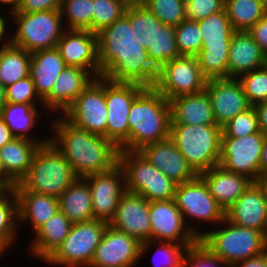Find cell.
<instances>
[{"label":"cell","instance_id":"cell-1","mask_svg":"<svg viewBox=\"0 0 267 267\" xmlns=\"http://www.w3.org/2000/svg\"><path fill=\"white\" fill-rule=\"evenodd\" d=\"M138 42L125 14L98 32L100 77L114 83L154 87L158 69L149 60L146 48Z\"/></svg>","mask_w":267,"mask_h":267},{"label":"cell","instance_id":"cell-2","mask_svg":"<svg viewBox=\"0 0 267 267\" xmlns=\"http://www.w3.org/2000/svg\"><path fill=\"white\" fill-rule=\"evenodd\" d=\"M55 120L49 141L71 164L77 178L103 173L119 164L120 148L113 141L77 128L63 116Z\"/></svg>","mask_w":267,"mask_h":267},{"label":"cell","instance_id":"cell-3","mask_svg":"<svg viewBox=\"0 0 267 267\" xmlns=\"http://www.w3.org/2000/svg\"><path fill=\"white\" fill-rule=\"evenodd\" d=\"M129 151L168 139L171 111L169 101L154 87H145L133 101L127 118Z\"/></svg>","mask_w":267,"mask_h":267},{"label":"cell","instance_id":"cell-4","mask_svg":"<svg viewBox=\"0 0 267 267\" xmlns=\"http://www.w3.org/2000/svg\"><path fill=\"white\" fill-rule=\"evenodd\" d=\"M76 179L71 164L48 141L37 149L27 175L13 189L58 198Z\"/></svg>","mask_w":267,"mask_h":267},{"label":"cell","instance_id":"cell-5","mask_svg":"<svg viewBox=\"0 0 267 267\" xmlns=\"http://www.w3.org/2000/svg\"><path fill=\"white\" fill-rule=\"evenodd\" d=\"M221 224L222 228L205 231L199 241L231 267L267 251V236L263 232L237 226L226 218Z\"/></svg>","mask_w":267,"mask_h":267},{"label":"cell","instance_id":"cell-6","mask_svg":"<svg viewBox=\"0 0 267 267\" xmlns=\"http://www.w3.org/2000/svg\"><path fill=\"white\" fill-rule=\"evenodd\" d=\"M221 136L218 125L171 124L169 138L199 175L219 165Z\"/></svg>","mask_w":267,"mask_h":267},{"label":"cell","instance_id":"cell-7","mask_svg":"<svg viewBox=\"0 0 267 267\" xmlns=\"http://www.w3.org/2000/svg\"><path fill=\"white\" fill-rule=\"evenodd\" d=\"M125 15L138 43L146 48L149 60L157 69L180 57L173 26L163 24L143 4H129Z\"/></svg>","mask_w":267,"mask_h":267},{"label":"cell","instance_id":"cell-8","mask_svg":"<svg viewBox=\"0 0 267 267\" xmlns=\"http://www.w3.org/2000/svg\"><path fill=\"white\" fill-rule=\"evenodd\" d=\"M202 37V49L196 56L207 79L228 78V53L234 29L225 8L197 21Z\"/></svg>","mask_w":267,"mask_h":267},{"label":"cell","instance_id":"cell-9","mask_svg":"<svg viewBox=\"0 0 267 267\" xmlns=\"http://www.w3.org/2000/svg\"><path fill=\"white\" fill-rule=\"evenodd\" d=\"M9 14L16 25L15 32L10 33L9 43L29 53L56 48L66 30L62 28L60 10Z\"/></svg>","mask_w":267,"mask_h":267},{"label":"cell","instance_id":"cell-10","mask_svg":"<svg viewBox=\"0 0 267 267\" xmlns=\"http://www.w3.org/2000/svg\"><path fill=\"white\" fill-rule=\"evenodd\" d=\"M119 165L124 170L126 190L150 201L174 199L177 183L154 167L139 151L120 150Z\"/></svg>","mask_w":267,"mask_h":267},{"label":"cell","instance_id":"cell-11","mask_svg":"<svg viewBox=\"0 0 267 267\" xmlns=\"http://www.w3.org/2000/svg\"><path fill=\"white\" fill-rule=\"evenodd\" d=\"M107 225L108 223L96 219L73 223L69 234L45 264L89 267Z\"/></svg>","mask_w":267,"mask_h":267},{"label":"cell","instance_id":"cell-12","mask_svg":"<svg viewBox=\"0 0 267 267\" xmlns=\"http://www.w3.org/2000/svg\"><path fill=\"white\" fill-rule=\"evenodd\" d=\"M149 216L151 224V241L184 244L187 248L195 244L204 234L197 226H186L181 211L174 199L150 201ZM199 225V226H198ZM199 230H198V229Z\"/></svg>","mask_w":267,"mask_h":267},{"label":"cell","instance_id":"cell-13","mask_svg":"<svg viewBox=\"0 0 267 267\" xmlns=\"http://www.w3.org/2000/svg\"><path fill=\"white\" fill-rule=\"evenodd\" d=\"M207 80L197 57L180 56L158 69L154 88L169 101L205 90Z\"/></svg>","mask_w":267,"mask_h":267},{"label":"cell","instance_id":"cell-14","mask_svg":"<svg viewBox=\"0 0 267 267\" xmlns=\"http://www.w3.org/2000/svg\"><path fill=\"white\" fill-rule=\"evenodd\" d=\"M61 116L77 128L106 138L105 78H95Z\"/></svg>","mask_w":267,"mask_h":267},{"label":"cell","instance_id":"cell-15","mask_svg":"<svg viewBox=\"0 0 267 267\" xmlns=\"http://www.w3.org/2000/svg\"><path fill=\"white\" fill-rule=\"evenodd\" d=\"M145 87L135 83H114L105 78V101L108 111L106 138L120 150L129 151V124L131 105Z\"/></svg>","mask_w":267,"mask_h":267},{"label":"cell","instance_id":"cell-16","mask_svg":"<svg viewBox=\"0 0 267 267\" xmlns=\"http://www.w3.org/2000/svg\"><path fill=\"white\" fill-rule=\"evenodd\" d=\"M265 138L260 131L243 137H221L219 165L256 182L260 179V156Z\"/></svg>","mask_w":267,"mask_h":267},{"label":"cell","instance_id":"cell-17","mask_svg":"<svg viewBox=\"0 0 267 267\" xmlns=\"http://www.w3.org/2000/svg\"><path fill=\"white\" fill-rule=\"evenodd\" d=\"M174 201L185 224L187 217L192 218V222L199 220V223L202 221L217 225H221L225 219V211L210 194L205 181L199 175L191 181L177 185Z\"/></svg>","mask_w":267,"mask_h":267},{"label":"cell","instance_id":"cell-18","mask_svg":"<svg viewBox=\"0 0 267 267\" xmlns=\"http://www.w3.org/2000/svg\"><path fill=\"white\" fill-rule=\"evenodd\" d=\"M91 191L94 219L110 223L121 196L127 191L123 168L117 164L109 171L84 178Z\"/></svg>","mask_w":267,"mask_h":267},{"label":"cell","instance_id":"cell-19","mask_svg":"<svg viewBox=\"0 0 267 267\" xmlns=\"http://www.w3.org/2000/svg\"><path fill=\"white\" fill-rule=\"evenodd\" d=\"M141 243L107 225L89 267H135L141 260Z\"/></svg>","mask_w":267,"mask_h":267},{"label":"cell","instance_id":"cell-20","mask_svg":"<svg viewBox=\"0 0 267 267\" xmlns=\"http://www.w3.org/2000/svg\"><path fill=\"white\" fill-rule=\"evenodd\" d=\"M205 91L211 100L216 125L221 128L251 107L238 78L208 79Z\"/></svg>","mask_w":267,"mask_h":267},{"label":"cell","instance_id":"cell-21","mask_svg":"<svg viewBox=\"0 0 267 267\" xmlns=\"http://www.w3.org/2000/svg\"><path fill=\"white\" fill-rule=\"evenodd\" d=\"M56 48L66 66L79 67L100 77L97 34L89 30L66 29Z\"/></svg>","mask_w":267,"mask_h":267},{"label":"cell","instance_id":"cell-22","mask_svg":"<svg viewBox=\"0 0 267 267\" xmlns=\"http://www.w3.org/2000/svg\"><path fill=\"white\" fill-rule=\"evenodd\" d=\"M109 225L136 238L140 243L151 241L149 201L139 194L126 191Z\"/></svg>","mask_w":267,"mask_h":267},{"label":"cell","instance_id":"cell-23","mask_svg":"<svg viewBox=\"0 0 267 267\" xmlns=\"http://www.w3.org/2000/svg\"><path fill=\"white\" fill-rule=\"evenodd\" d=\"M139 152L177 184L191 181L198 176L170 138L147 145Z\"/></svg>","mask_w":267,"mask_h":267},{"label":"cell","instance_id":"cell-24","mask_svg":"<svg viewBox=\"0 0 267 267\" xmlns=\"http://www.w3.org/2000/svg\"><path fill=\"white\" fill-rule=\"evenodd\" d=\"M95 78L90 71L66 66L56 79L50 94L43 100L44 110L62 115Z\"/></svg>","mask_w":267,"mask_h":267},{"label":"cell","instance_id":"cell-25","mask_svg":"<svg viewBox=\"0 0 267 267\" xmlns=\"http://www.w3.org/2000/svg\"><path fill=\"white\" fill-rule=\"evenodd\" d=\"M225 218L237 226L254 228L267 236V205L261 189L253 182L225 211Z\"/></svg>","mask_w":267,"mask_h":267},{"label":"cell","instance_id":"cell-26","mask_svg":"<svg viewBox=\"0 0 267 267\" xmlns=\"http://www.w3.org/2000/svg\"><path fill=\"white\" fill-rule=\"evenodd\" d=\"M267 65V55L248 31H234L228 53V78H239L245 73Z\"/></svg>","mask_w":267,"mask_h":267},{"label":"cell","instance_id":"cell-27","mask_svg":"<svg viewBox=\"0 0 267 267\" xmlns=\"http://www.w3.org/2000/svg\"><path fill=\"white\" fill-rule=\"evenodd\" d=\"M199 176L205 181L210 194L226 211L253 183L245 175L229 172L217 165Z\"/></svg>","mask_w":267,"mask_h":267},{"label":"cell","instance_id":"cell-28","mask_svg":"<svg viewBox=\"0 0 267 267\" xmlns=\"http://www.w3.org/2000/svg\"><path fill=\"white\" fill-rule=\"evenodd\" d=\"M171 124L216 125L212 104L205 90L169 100Z\"/></svg>","mask_w":267,"mask_h":267},{"label":"cell","instance_id":"cell-29","mask_svg":"<svg viewBox=\"0 0 267 267\" xmlns=\"http://www.w3.org/2000/svg\"><path fill=\"white\" fill-rule=\"evenodd\" d=\"M65 67L64 59L57 48L31 53L30 76L42 101L50 94L56 79Z\"/></svg>","mask_w":267,"mask_h":267},{"label":"cell","instance_id":"cell-30","mask_svg":"<svg viewBox=\"0 0 267 267\" xmlns=\"http://www.w3.org/2000/svg\"><path fill=\"white\" fill-rule=\"evenodd\" d=\"M72 225L73 223L58 210L34 233V240L28 248L30 254L45 262L64 241Z\"/></svg>","mask_w":267,"mask_h":267},{"label":"cell","instance_id":"cell-31","mask_svg":"<svg viewBox=\"0 0 267 267\" xmlns=\"http://www.w3.org/2000/svg\"><path fill=\"white\" fill-rule=\"evenodd\" d=\"M18 198L19 223L30 222L33 234L59 210L55 196L29 191H15Z\"/></svg>","mask_w":267,"mask_h":267},{"label":"cell","instance_id":"cell-32","mask_svg":"<svg viewBox=\"0 0 267 267\" xmlns=\"http://www.w3.org/2000/svg\"><path fill=\"white\" fill-rule=\"evenodd\" d=\"M59 210L72 223L94 219L92 212L91 191L84 178H77L58 197Z\"/></svg>","mask_w":267,"mask_h":267},{"label":"cell","instance_id":"cell-33","mask_svg":"<svg viewBox=\"0 0 267 267\" xmlns=\"http://www.w3.org/2000/svg\"><path fill=\"white\" fill-rule=\"evenodd\" d=\"M42 116L39 114L36 104L6 103L0 111V117L15 138L28 139L40 145L46 144L49 137L40 139L37 136H32L30 131L34 125L39 123L37 119Z\"/></svg>","mask_w":267,"mask_h":267},{"label":"cell","instance_id":"cell-34","mask_svg":"<svg viewBox=\"0 0 267 267\" xmlns=\"http://www.w3.org/2000/svg\"><path fill=\"white\" fill-rule=\"evenodd\" d=\"M39 143L28 139L14 138L0 149L6 174L18 184L28 173Z\"/></svg>","mask_w":267,"mask_h":267},{"label":"cell","instance_id":"cell-35","mask_svg":"<svg viewBox=\"0 0 267 267\" xmlns=\"http://www.w3.org/2000/svg\"><path fill=\"white\" fill-rule=\"evenodd\" d=\"M31 53L10 43L0 45V83L6 88L30 76Z\"/></svg>","mask_w":267,"mask_h":267},{"label":"cell","instance_id":"cell-36","mask_svg":"<svg viewBox=\"0 0 267 267\" xmlns=\"http://www.w3.org/2000/svg\"><path fill=\"white\" fill-rule=\"evenodd\" d=\"M224 8L234 31H248L267 14L263 0H225Z\"/></svg>","mask_w":267,"mask_h":267},{"label":"cell","instance_id":"cell-37","mask_svg":"<svg viewBox=\"0 0 267 267\" xmlns=\"http://www.w3.org/2000/svg\"><path fill=\"white\" fill-rule=\"evenodd\" d=\"M19 224L18 198L14 189L0 196V252L6 253L15 240Z\"/></svg>","mask_w":267,"mask_h":267},{"label":"cell","instance_id":"cell-38","mask_svg":"<svg viewBox=\"0 0 267 267\" xmlns=\"http://www.w3.org/2000/svg\"><path fill=\"white\" fill-rule=\"evenodd\" d=\"M60 12L65 29L93 33V0H62Z\"/></svg>","mask_w":267,"mask_h":267},{"label":"cell","instance_id":"cell-39","mask_svg":"<svg viewBox=\"0 0 267 267\" xmlns=\"http://www.w3.org/2000/svg\"><path fill=\"white\" fill-rule=\"evenodd\" d=\"M158 244V248L153 254L152 261L156 267H182L183 255L187 249L184 244H177L173 242H154L146 241L141 243L140 257H143L152 245ZM160 259H157V257ZM157 259V260H156Z\"/></svg>","mask_w":267,"mask_h":267},{"label":"cell","instance_id":"cell-40","mask_svg":"<svg viewBox=\"0 0 267 267\" xmlns=\"http://www.w3.org/2000/svg\"><path fill=\"white\" fill-rule=\"evenodd\" d=\"M142 4L165 25L175 27L186 19L185 0H145Z\"/></svg>","mask_w":267,"mask_h":267},{"label":"cell","instance_id":"cell-41","mask_svg":"<svg viewBox=\"0 0 267 267\" xmlns=\"http://www.w3.org/2000/svg\"><path fill=\"white\" fill-rule=\"evenodd\" d=\"M180 56L196 57L202 49V37L197 21L185 19L174 27Z\"/></svg>","mask_w":267,"mask_h":267},{"label":"cell","instance_id":"cell-42","mask_svg":"<svg viewBox=\"0 0 267 267\" xmlns=\"http://www.w3.org/2000/svg\"><path fill=\"white\" fill-rule=\"evenodd\" d=\"M128 5L126 0H93V33L97 34L121 18Z\"/></svg>","mask_w":267,"mask_h":267},{"label":"cell","instance_id":"cell-43","mask_svg":"<svg viewBox=\"0 0 267 267\" xmlns=\"http://www.w3.org/2000/svg\"><path fill=\"white\" fill-rule=\"evenodd\" d=\"M238 79L251 106L267 101V65L245 73Z\"/></svg>","mask_w":267,"mask_h":267},{"label":"cell","instance_id":"cell-44","mask_svg":"<svg viewBox=\"0 0 267 267\" xmlns=\"http://www.w3.org/2000/svg\"><path fill=\"white\" fill-rule=\"evenodd\" d=\"M258 120L254 106L237 114L222 127L221 137H243L257 133Z\"/></svg>","mask_w":267,"mask_h":267},{"label":"cell","instance_id":"cell-45","mask_svg":"<svg viewBox=\"0 0 267 267\" xmlns=\"http://www.w3.org/2000/svg\"><path fill=\"white\" fill-rule=\"evenodd\" d=\"M231 267L220 260L199 240L189 246L182 259V267Z\"/></svg>","mask_w":267,"mask_h":267},{"label":"cell","instance_id":"cell-46","mask_svg":"<svg viewBox=\"0 0 267 267\" xmlns=\"http://www.w3.org/2000/svg\"><path fill=\"white\" fill-rule=\"evenodd\" d=\"M6 103H23V104H37L40 102L43 106V101L36 93L34 82L31 76H27L18 80L5 88Z\"/></svg>","mask_w":267,"mask_h":267},{"label":"cell","instance_id":"cell-47","mask_svg":"<svg viewBox=\"0 0 267 267\" xmlns=\"http://www.w3.org/2000/svg\"><path fill=\"white\" fill-rule=\"evenodd\" d=\"M186 19L199 21L224 9L225 0H185Z\"/></svg>","mask_w":267,"mask_h":267},{"label":"cell","instance_id":"cell-48","mask_svg":"<svg viewBox=\"0 0 267 267\" xmlns=\"http://www.w3.org/2000/svg\"><path fill=\"white\" fill-rule=\"evenodd\" d=\"M62 0H21L16 11L11 13H31L38 11L60 10Z\"/></svg>","mask_w":267,"mask_h":267},{"label":"cell","instance_id":"cell-49","mask_svg":"<svg viewBox=\"0 0 267 267\" xmlns=\"http://www.w3.org/2000/svg\"><path fill=\"white\" fill-rule=\"evenodd\" d=\"M248 32L252 35L262 51L267 55V14L257 21Z\"/></svg>","mask_w":267,"mask_h":267},{"label":"cell","instance_id":"cell-50","mask_svg":"<svg viewBox=\"0 0 267 267\" xmlns=\"http://www.w3.org/2000/svg\"><path fill=\"white\" fill-rule=\"evenodd\" d=\"M254 108L257 114L259 131L267 137V101L255 105Z\"/></svg>","mask_w":267,"mask_h":267},{"label":"cell","instance_id":"cell-51","mask_svg":"<svg viewBox=\"0 0 267 267\" xmlns=\"http://www.w3.org/2000/svg\"><path fill=\"white\" fill-rule=\"evenodd\" d=\"M233 267H267V251L258 256L241 260Z\"/></svg>","mask_w":267,"mask_h":267},{"label":"cell","instance_id":"cell-52","mask_svg":"<svg viewBox=\"0 0 267 267\" xmlns=\"http://www.w3.org/2000/svg\"><path fill=\"white\" fill-rule=\"evenodd\" d=\"M15 137L12 135L8 126L4 123L3 119L0 117V149L4 147L7 143L11 142Z\"/></svg>","mask_w":267,"mask_h":267},{"label":"cell","instance_id":"cell-53","mask_svg":"<svg viewBox=\"0 0 267 267\" xmlns=\"http://www.w3.org/2000/svg\"><path fill=\"white\" fill-rule=\"evenodd\" d=\"M267 176V137L264 140L260 156V178Z\"/></svg>","mask_w":267,"mask_h":267},{"label":"cell","instance_id":"cell-54","mask_svg":"<svg viewBox=\"0 0 267 267\" xmlns=\"http://www.w3.org/2000/svg\"><path fill=\"white\" fill-rule=\"evenodd\" d=\"M2 16H3V14L0 13V43H1V45H4V44L9 43V40H10V36L9 35L6 36V32L8 30L7 23L9 21H7V19H5V16L4 17H2Z\"/></svg>","mask_w":267,"mask_h":267},{"label":"cell","instance_id":"cell-55","mask_svg":"<svg viewBox=\"0 0 267 267\" xmlns=\"http://www.w3.org/2000/svg\"><path fill=\"white\" fill-rule=\"evenodd\" d=\"M0 182L7 189H13L16 185V183L6 174L1 158H0Z\"/></svg>","mask_w":267,"mask_h":267},{"label":"cell","instance_id":"cell-56","mask_svg":"<svg viewBox=\"0 0 267 267\" xmlns=\"http://www.w3.org/2000/svg\"><path fill=\"white\" fill-rule=\"evenodd\" d=\"M262 191L263 198L267 205V176L261 177L259 180L254 182Z\"/></svg>","mask_w":267,"mask_h":267},{"label":"cell","instance_id":"cell-57","mask_svg":"<svg viewBox=\"0 0 267 267\" xmlns=\"http://www.w3.org/2000/svg\"><path fill=\"white\" fill-rule=\"evenodd\" d=\"M21 3V0H0V4L3 6L6 4L8 7L10 6V12L16 11Z\"/></svg>","mask_w":267,"mask_h":267},{"label":"cell","instance_id":"cell-58","mask_svg":"<svg viewBox=\"0 0 267 267\" xmlns=\"http://www.w3.org/2000/svg\"><path fill=\"white\" fill-rule=\"evenodd\" d=\"M5 104H6L5 87L0 83V111Z\"/></svg>","mask_w":267,"mask_h":267},{"label":"cell","instance_id":"cell-59","mask_svg":"<svg viewBox=\"0 0 267 267\" xmlns=\"http://www.w3.org/2000/svg\"><path fill=\"white\" fill-rule=\"evenodd\" d=\"M129 4H142L145 0H126Z\"/></svg>","mask_w":267,"mask_h":267},{"label":"cell","instance_id":"cell-60","mask_svg":"<svg viewBox=\"0 0 267 267\" xmlns=\"http://www.w3.org/2000/svg\"><path fill=\"white\" fill-rule=\"evenodd\" d=\"M8 189L0 182V196L4 194Z\"/></svg>","mask_w":267,"mask_h":267},{"label":"cell","instance_id":"cell-61","mask_svg":"<svg viewBox=\"0 0 267 267\" xmlns=\"http://www.w3.org/2000/svg\"><path fill=\"white\" fill-rule=\"evenodd\" d=\"M263 4H264L265 10L267 12V0H263Z\"/></svg>","mask_w":267,"mask_h":267}]
</instances>
